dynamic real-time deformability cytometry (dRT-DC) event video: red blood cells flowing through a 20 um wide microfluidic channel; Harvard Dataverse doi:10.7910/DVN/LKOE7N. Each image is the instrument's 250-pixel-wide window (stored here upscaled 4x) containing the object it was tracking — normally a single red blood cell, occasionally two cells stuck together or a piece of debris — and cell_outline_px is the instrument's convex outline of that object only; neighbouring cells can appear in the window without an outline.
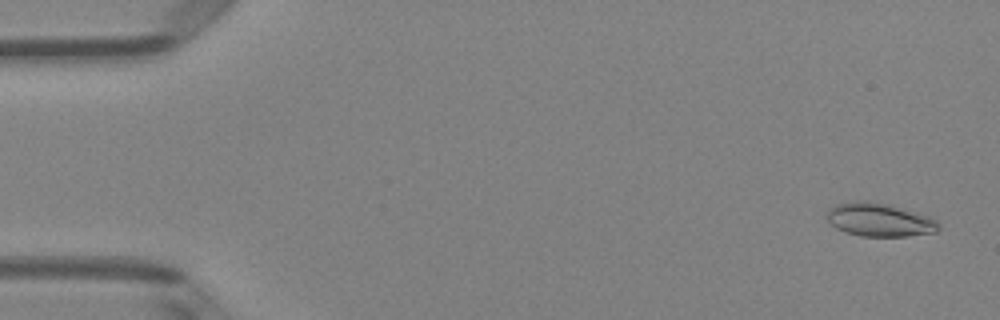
{"species": "Egyptian fruit bat (a non-hibernating species)", "species_latin": "Rousettus aegyptiacus", "temperature_condition": "room temperature", "stored_images_in_passage": 27, "camera_frame_rate_fps": 3000, "um_per_image_px": 0.085, "animal": {"sex": "female"}, "frame": {"image": 1, "passage_image": 2, "time_ms": 0.333, "image_size_px": [1000, 320], "cell_outline_px": [[940, 228], [936, 232], [908, 236], [860, 236], [844, 232], [836, 228], [828, 220], [828, 208], [836, 204], [852, 200], [868, 200], [888, 204], [932, 216], [940, 224]], "centroid_in_image_um": [74.77, 18.67], "position_along_channel_um": 10.2, "area_um2": 22.08}}
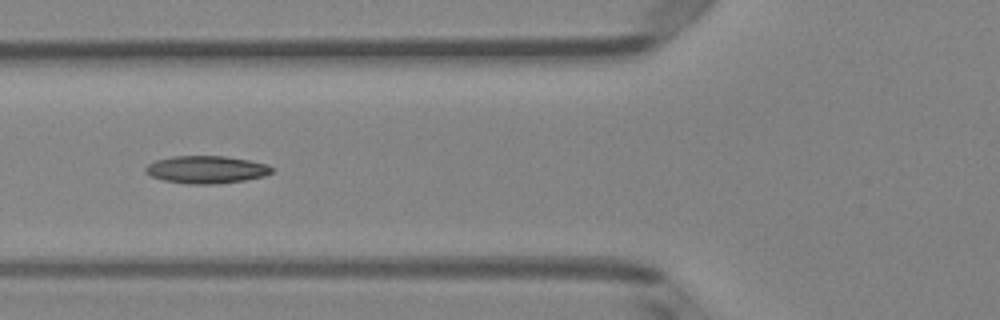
{"frame": {"image": 2, "passage_image": 19, "time_ms": 6.0, "image_size_px": [1000, 320], "cell_outline_px": [[272, 172], [264, 176], [244, 180], [216, 184], [188, 184], [164, 180], [152, 176], [144, 172], [144, 168], [148, 164], [156, 160], [172, 156], [224, 156], [248, 160], [268, 164], [272, 168]], "centroid_in_image_um": [17.52, 14.41], "position_along_channel_um": 108.3, "area_um2": 20.23}}
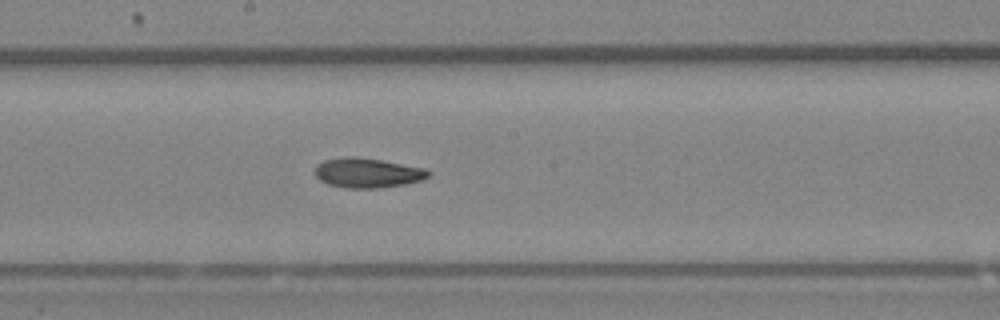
{"frame": {"image": 3, "passage_image": 27, "time_ms": 8.667, "image_size_px": [1000, 320], "cell_outline_px": [[432, 172], [424, 180], [404, 184], [380, 188], [344, 188], [328, 184], [320, 180], [316, 176], [316, 164], [324, 160], [344, 156], [356, 156], [428, 168]], "centroid_in_image_um": [31.26, 14.69], "position_along_channel_um": 216.9, "area_um2": 19.88}}